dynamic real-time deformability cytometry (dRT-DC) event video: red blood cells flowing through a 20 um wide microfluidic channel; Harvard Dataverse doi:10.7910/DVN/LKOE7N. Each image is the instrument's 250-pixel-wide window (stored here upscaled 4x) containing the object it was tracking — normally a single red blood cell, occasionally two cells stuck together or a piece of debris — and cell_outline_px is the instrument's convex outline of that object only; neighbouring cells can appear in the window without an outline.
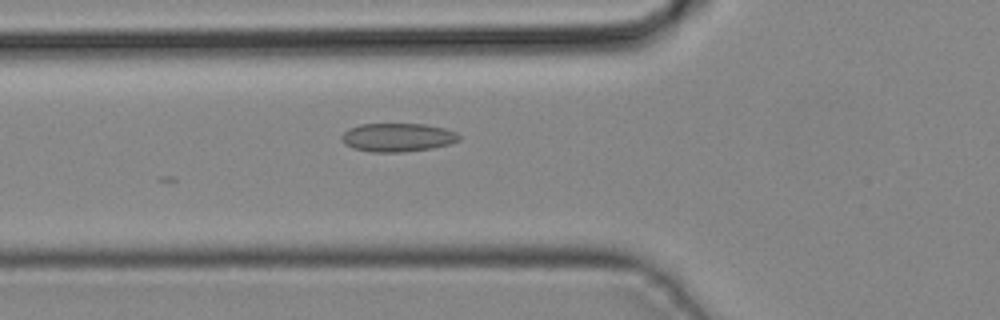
{"species": "common noctule bat (a hibernating species)", "species_latin": "Nyctalus noctula", "temperature_condition": "cold", "stored_images_in_passage": 13, "camera_frame_rate_fps": 3000, "um_per_image_px": 0.085, "animal": {"sex": "male", "body_mass_g": 19.2, "forearm_length_mm": 51.8}, "frame": {"image": 1, "passage_image": 4, "time_ms": 1.0, "image_size_px": [1000, 320], "cell_outline_px": [[460, 140], [448, 144], [432, 148], [400, 152], [372, 152], [352, 148], [344, 144], [340, 140], [340, 136], [348, 128], [360, 124], [424, 124], [444, 128], [456, 132], [460, 136]], "centroid_in_image_um": [33.75, 11.68], "position_along_channel_um": 92.1, "area_um2": 19.59}}
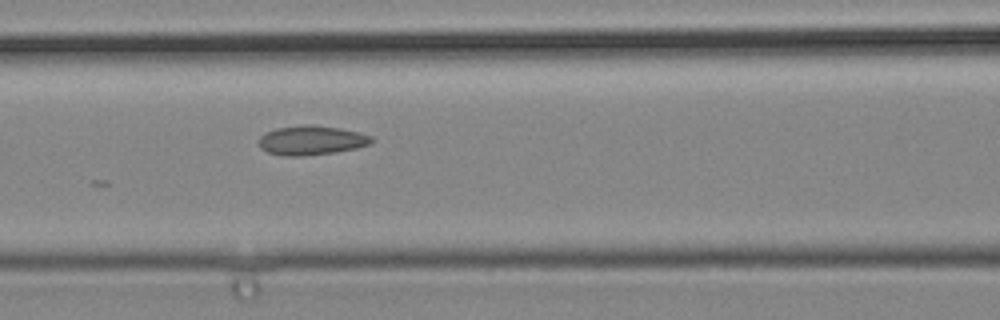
{"frame": {"image": 2, "passage_image": 7, "time_ms": 2.0, "image_size_px": [1000, 320], "cell_outline_px": [[376, 140], [368, 144], [356, 148], [336, 152], [304, 156], [284, 156], [268, 152], [260, 148], [260, 136], [264, 132], [276, 128], [304, 124], [312, 124], [340, 128], [360, 132], [372, 136]], "centroid_in_image_um": [26.48, 11.92], "position_along_channel_um": 140.1, "area_um2": 19.48}}
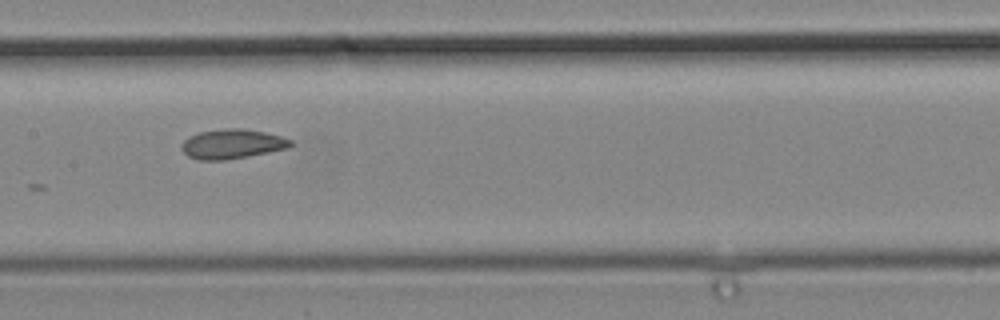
{"frame": {"image": 3, "passage_image": 10, "time_ms": 3.0, "image_size_px": [1000, 320], "cell_outline_px": [[292, 144], [288, 148], [248, 156], [224, 160], [196, 160], [188, 156], [180, 148], [180, 144], [188, 136], [200, 132], [228, 128], [244, 128], [264, 132], [280, 136], [292, 140]], "centroid_in_image_um": [19.69, 12.24], "position_along_channel_um": 187.7, "area_um2": 18.79}}